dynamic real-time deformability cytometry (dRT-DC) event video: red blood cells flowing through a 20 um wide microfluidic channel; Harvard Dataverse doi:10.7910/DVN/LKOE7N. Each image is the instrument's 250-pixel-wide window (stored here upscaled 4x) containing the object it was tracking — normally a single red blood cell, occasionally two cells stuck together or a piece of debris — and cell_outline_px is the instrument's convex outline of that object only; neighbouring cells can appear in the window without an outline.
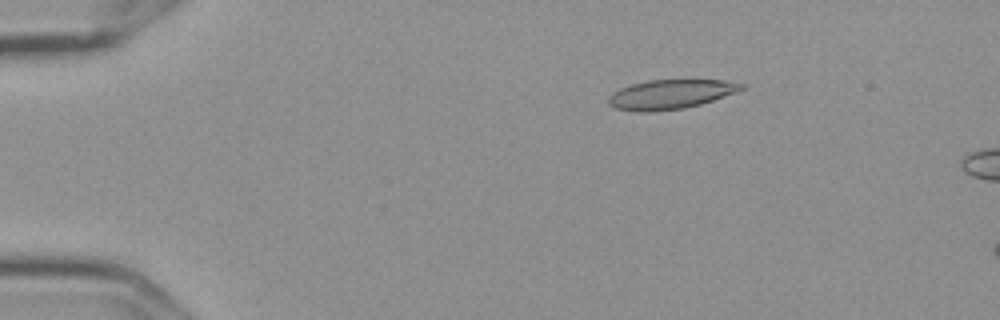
{"species": "Egyptian fruit bat (a non-hibernating species)", "species_latin": "Rousettus aegyptiacus", "temperature_condition": "cold", "stored_images_in_passage": 5, "camera_frame_rate_fps": 3000, "um_per_image_px": 0.085, "frame": {"image": 1, "passage_image": 3, "time_ms": 0.667, "image_size_px": [1000, 320], "cell_outline_px": [[748, 88], [700, 104], [684, 108], [648, 112], [636, 112], [616, 108], [608, 104], [608, 96], [612, 92], [620, 88], [632, 84], [648, 80], [724, 80], [748, 84]], "centroid_in_image_um": [57.01, 8.01], "position_along_channel_um": 28.0, "area_um2": 22.89}}